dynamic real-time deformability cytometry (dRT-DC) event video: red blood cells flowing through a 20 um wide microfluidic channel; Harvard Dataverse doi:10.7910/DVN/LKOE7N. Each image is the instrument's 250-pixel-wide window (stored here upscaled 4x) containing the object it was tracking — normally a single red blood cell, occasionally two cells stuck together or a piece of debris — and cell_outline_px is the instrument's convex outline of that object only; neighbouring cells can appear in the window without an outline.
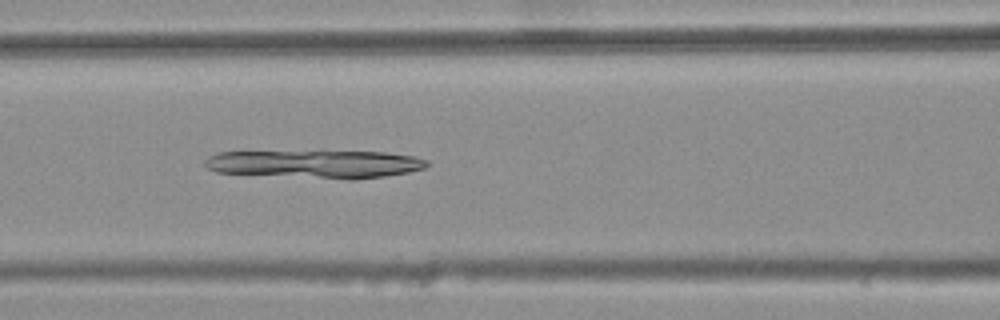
{"species": "common noctule bat (a hibernating species)", "species_latin": "Nyctalus noctula", "temperature_condition": "warm", "stored_images_in_passage": 47, "camera_frame_rate_fps": 3000, "um_per_image_px": 0.085, "animal": {"sex": "female", "body_mass_g": 25.1}, "frame": {"image": 1, "passage_image": 23, "time_ms": 7.333, "image_size_px": [1000, 320], "cell_outline_px": [[428, 164], [424, 168], [408, 172], [384, 176], [356, 180], [348, 180], [216, 172], [208, 168], [204, 164], [204, 160], [208, 156], [220, 152], [384, 152], [416, 156], [428, 160]], "centroid_in_image_um": [26.84, 13.96], "position_along_channel_um": 139.8, "area_um2": 36.18}}
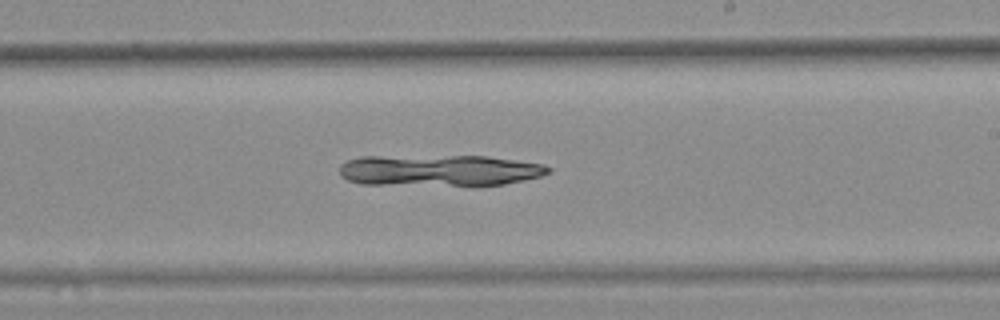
{"frame": {"image": 2, "passage_image": 32, "time_ms": 10.333, "image_size_px": [1000, 320], "cell_outline_px": [[552, 172], [540, 176], [524, 180], [504, 184], [472, 188], [360, 184], [348, 180], [340, 176], [340, 164], [348, 160], [360, 156], [488, 156], [544, 164], [552, 168]], "centroid_in_image_um": [37.37, 14.53], "position_along_channel_um": 251.6, "area_um2": 39.88}}
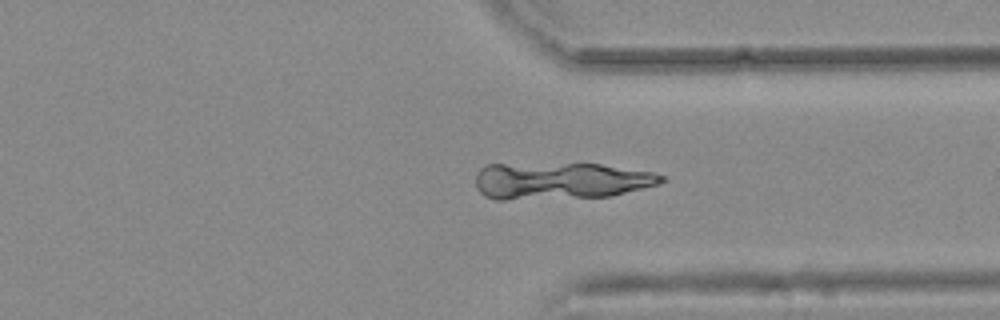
{"frame": {"image": 3, "passage_image": 41, "time_ms": 13.333, "image_size_px": [1000, 320], "cell_outline_px": [[664, 180], [660, 184], [612, 196], [504, 200], [496, 200], [484, 196], [476, 188], [476, 172], [480, 168], [488, 164], [600, 164], [652, 172], [664, 176]], "centroid_in_image_um": [47.61, 15.38], "position_along_channel_um": 363.8, "area_um2": 40.06}}